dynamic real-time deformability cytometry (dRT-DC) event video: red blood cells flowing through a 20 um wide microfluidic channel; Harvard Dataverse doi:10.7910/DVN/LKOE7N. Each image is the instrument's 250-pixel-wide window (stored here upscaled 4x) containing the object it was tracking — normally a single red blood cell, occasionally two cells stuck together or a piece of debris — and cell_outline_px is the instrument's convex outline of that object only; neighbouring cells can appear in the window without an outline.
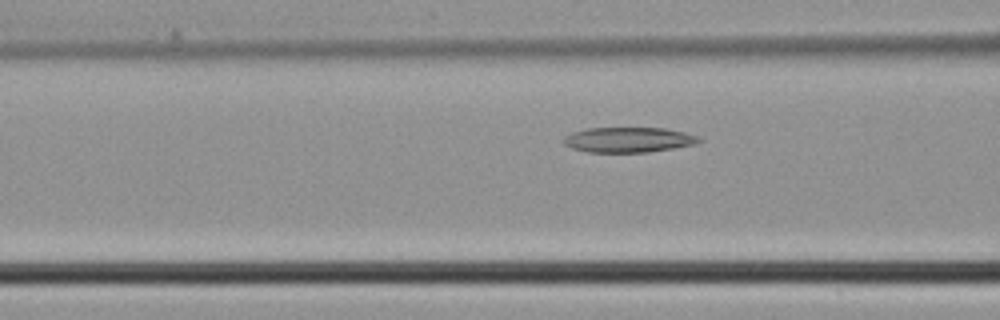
{"species": "common noctule bat (a hibernating species)", "species_latin": "Nyctalus noctula", "temperature_condition": "cold", "stored_images_in_passage": 5, "segment_of_instrument_passage": [2, 2], "camera_frame_rate_fps": 3000, "um_per_image_px": 0.085, "animal": {"sex": "male", "body_mass_g": 21.5, "forearm_length_mm": 52.0}, "frame": {"image": 1, "passage_image": 5, "time_ms": 1.333, "image_size_px": [1000, 320], "cell_outline_px": [[704, 140], [696, 144], [648, 152], [588, 152], [572, 148], [564, 144], [560, 140], [564, 136], [572, 132], [588, 128], [664, 128], [684, 132], [700, 136]], "centroid_in_image_um": [53.42, 11.88], "position_along_channel_um": 113.2, "area_um2": 20.0}}